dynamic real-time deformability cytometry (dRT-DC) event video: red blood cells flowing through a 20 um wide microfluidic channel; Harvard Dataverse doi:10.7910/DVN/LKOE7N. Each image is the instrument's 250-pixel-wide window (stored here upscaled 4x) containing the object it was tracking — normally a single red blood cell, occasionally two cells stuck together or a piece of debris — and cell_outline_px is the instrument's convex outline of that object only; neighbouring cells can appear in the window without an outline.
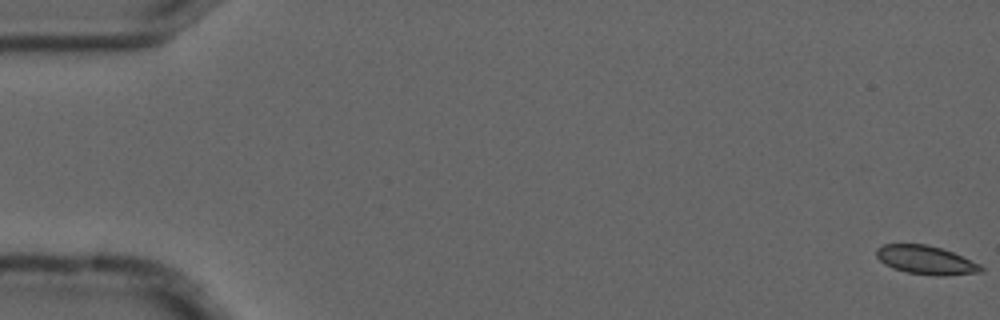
{"species": "common noctule bat (a hibernating species)", "species_latin": "Nyctalus noctula", "temperature_condition": "cold", "stored_images_in_passage": 5, "camera_frame_rate_fps": 3000, "um_per_image_px": 0.085, "animal": {"sex": "male", "forearm_length_mm": 52.5}, "frame": {"image": 1, "passage_image": 1, "time_ms": 0.0, "image_size_px": [1000, 320], "cell_outline_px": [[984, 272], [944, 276], [940, 276], [908, 272], [892, 268], [884, 264], [876, 256], [876, 248], [884, 244], [924, 244], [940, 248], [952, 252], [980, 264], [984, 268]], "centroid_in_image_um": [78.71, 22.11], "position_along_channel_um": 6.3, "area_um2": 17.4}}
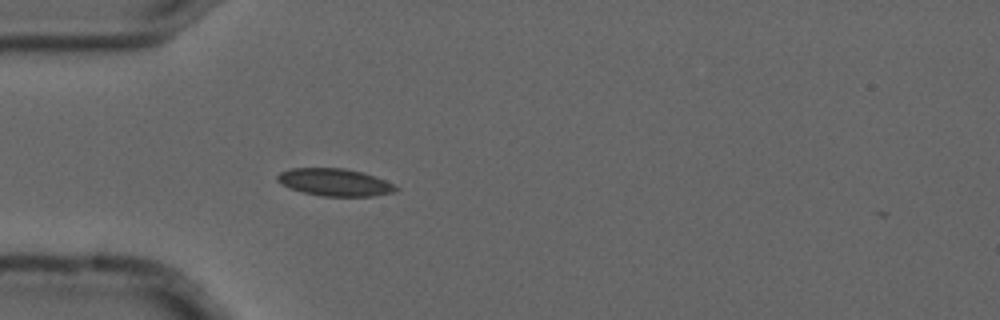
{"frame": {"image": 2, "passage_image": 5, "time_ms": 1.333, "image_size_px": [1000, 320], "cell_outline_px": [[400, 188], [396, 192], [372, 196], [320, 196], [288, 188], [280, 184], [276, 180], [276, 176], [280, 172], [292, 168], [344, 168], [360, 172], [384, 180]], "centroid_in_image_um": [28.41, 15.5], "position_along_channel_um": 56.6, "area_um2": 18.84}}